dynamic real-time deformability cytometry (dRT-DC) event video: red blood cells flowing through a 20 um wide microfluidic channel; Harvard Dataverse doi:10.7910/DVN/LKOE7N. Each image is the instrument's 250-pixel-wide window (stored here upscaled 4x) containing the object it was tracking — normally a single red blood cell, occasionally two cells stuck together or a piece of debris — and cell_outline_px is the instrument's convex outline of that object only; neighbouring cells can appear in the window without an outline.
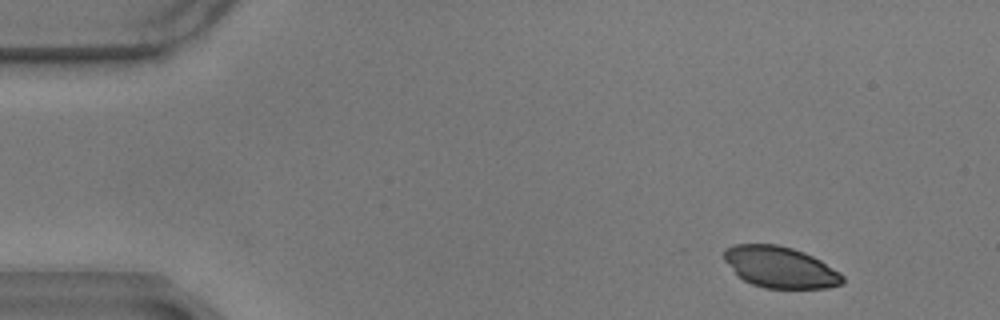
{"species": "common noctule bat (a hibernating species)", "species_latin": "Nyctalus noctula", "temperature_condition": "warm", "stored_images_in_passage": 53, "camera_frame_rate_fps": 3000, "um_per_image_px": 0.085, "animal": {"sex": "male", "body_mass_g": 17.9}, "frame": {"image": 1, "passage_image": 1, "time_ms": 0.0, "image_size_px": [1000, 320], "cell_outline_px": [[844, 280], [840, 284], [828, 288], [764, 288], [752, 284], [744, 280], [724, 260], [724, 248], [736, 244], [776, 244], [792, 248], [804, 252], [820, 260], [840, 272], [844, 276]], "centroid_in_image_um": [66.33, 22.71], "position_along_channel_um": 18.7, "area_um2": 28.32}}